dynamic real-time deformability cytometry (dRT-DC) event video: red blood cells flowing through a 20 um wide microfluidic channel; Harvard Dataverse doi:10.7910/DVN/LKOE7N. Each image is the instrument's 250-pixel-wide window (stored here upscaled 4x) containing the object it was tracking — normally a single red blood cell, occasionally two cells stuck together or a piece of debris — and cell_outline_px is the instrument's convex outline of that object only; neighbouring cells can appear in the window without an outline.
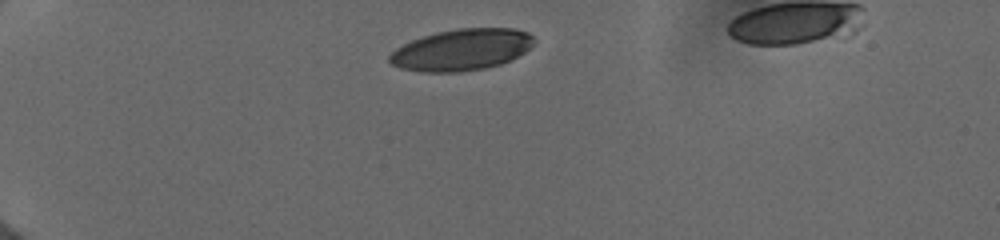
{"species": "human", "species_latin": "Homo sapiens", "temperature_condition": "cold", "stored_images_in_passage": 26, "camera_frame_rate_fps": 3000, "um_per_image_px": 0.085, "donor": {"sex": "female"}, "frame": {"image": 1, "passage_image": 1, "time_ms": 0.0, "image_size_px": [1000, 240], "cell_outline_px": [[532, 44], [524, 52], [512, 60], [500, 64], [484, 68], [460, 72], [420, 72], [400, 68], [392, 64], [388, 60], [388, 56], [396, 48], [412, 40], [436, 32], [456, 28], [516, 28], [528, 32], [532, 36]], "centroid_in_image_um": [39.22, 4.23], "position_along_channel_um": 45.8, "area_um2": 34.91}}
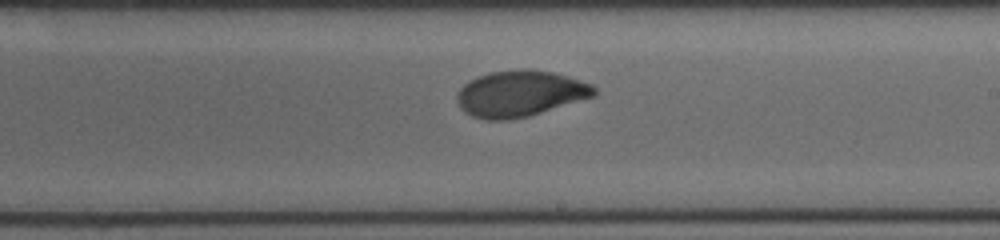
{"frame": {"image": 2, "passage_image": 15, "time_ms": 6.333, "image_size_px": [1000, 240], "cell_outline_px": [[596, 96], [528, 116], [504, 120], [488, 120], [472, 116], [464, 112], [460, 108], [456, 100], [456, 96], [460, 88], [468, 80], [488, 72], [520, 68], [552, 72], [568, 76], [592, 84], [596, 88]], "centroid_in_image_um": [44.19, 7.95], "position_along_channel_um": 244.8, "area_um2": 37.05}}
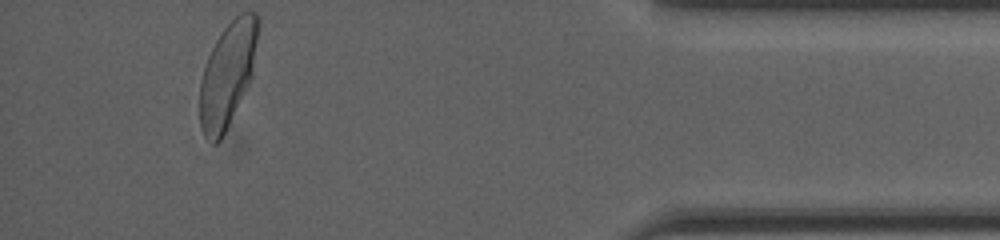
{"frame": {"image": 3, "passage_image": 26, "time_ms": 11.667, "image_size_px": [1000, 240], "cell_outline_px": [[260, 20], [252, 76], [220, 140], [216, 144], [212, 144], [204, 136], [200, 124], [200, 80], [208, 56], [216, 40], [224, 28], [240, 12], [256, 12], [260, 16]], "centroid_in_image_um": [19.35, 6.28], "position_along_channel_um": 415.9, "area_um2": 35.08}, "authors_computed_cell_mechanics": {"area_um2": 36.5585, "velocity_mm_per_s": 3.9761, "shape_relaxation_time_tau1_ms": 4.5797, "shape_relaxation_time_tau2_ms": 0.9923, "deformation_change_tau1": 0.1702, "deformation_change_tau2": 0.0493}}